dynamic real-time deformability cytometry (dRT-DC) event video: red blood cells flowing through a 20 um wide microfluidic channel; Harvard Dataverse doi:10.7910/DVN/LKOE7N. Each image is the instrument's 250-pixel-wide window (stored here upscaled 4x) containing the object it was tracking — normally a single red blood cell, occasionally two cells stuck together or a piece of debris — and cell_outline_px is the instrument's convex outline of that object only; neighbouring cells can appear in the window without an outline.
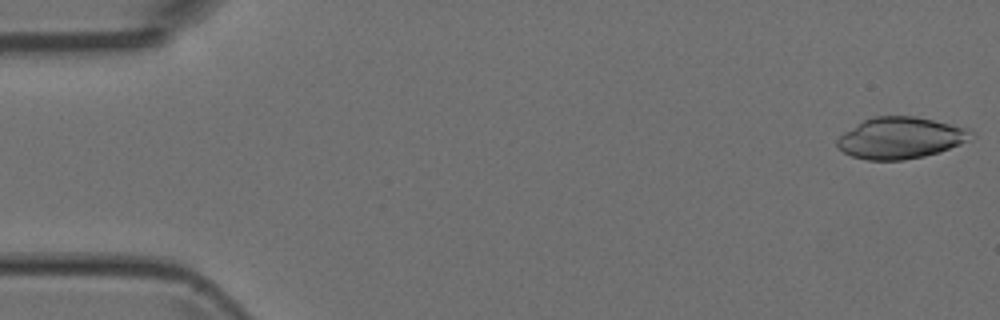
{"species": "Egyptian fruit bat (a non-hibernating species)", "species_latin": "Rousettus aegyptiacus", "temperature_condition": "room temperature", "stored_images_in_passage": 5, "camera_frame_rate_fps": 3000, "um_per_image_px": 0.085, "animal": {"sex": "female"}, "frame": {"image": 1, "passage_image": 1, "time_ms": 0.0, "image_size_px": [1000, 320], "cell_outline_px": [[976, 136], [972, 140], [940, 152], [924, 156], [904, 160], [868, 160], [852, 156], [844, 152], [836, 144], [836, 140], [844, 132], [856, 124], [872, 116], [916, 116], [968, 128]], "centroid_in_image_um": [76.59, 11.72], "position_along_channel_um": 8.4, "area_um2": 32.54}}
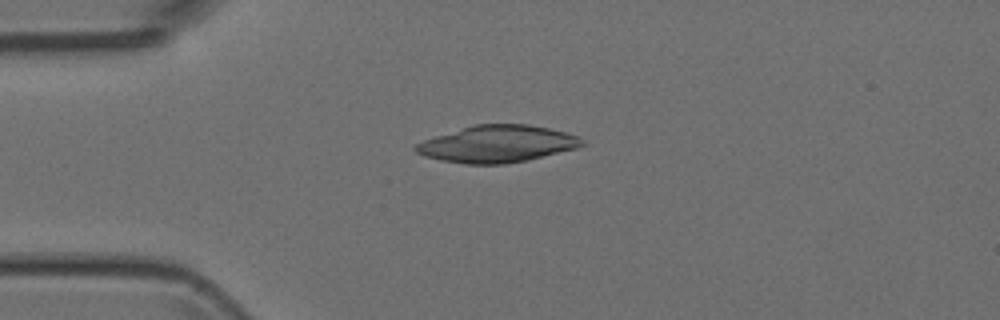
{"frame": {"image": 2, "passage_image": 4, "time_ms": 3.667, "image_size_px": [1000, 320], "cell_outline_px": [[584, 144], [576, 148], [528, 160], [504, 164], [464, 164], [440, 160], [424, 156], [416, 152], [412, 148], [416, 144], [424, 140], [436, 136], [476, 124], [528, 124], [548, 128], [564, 132], [576, 136], [584, 140]], "centroid_in_image_um": [42.25, 12.24], "position_along_channel_um": 42.8, "area_um2": 35.55}}